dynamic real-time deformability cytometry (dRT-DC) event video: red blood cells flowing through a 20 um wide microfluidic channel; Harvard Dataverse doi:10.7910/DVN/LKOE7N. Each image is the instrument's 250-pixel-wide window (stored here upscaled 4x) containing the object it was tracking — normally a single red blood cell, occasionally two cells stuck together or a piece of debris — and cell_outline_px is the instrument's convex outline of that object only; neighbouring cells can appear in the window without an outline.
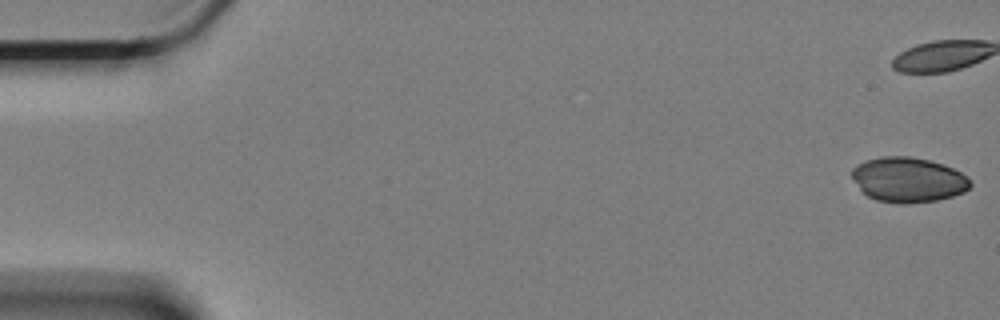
{"species": "Egyptian fruit bat (a non-hibernating species)", "species_latin": "Rousettus aegyptiacus", "temperature_condition": "cold", "stored_images_in_passage": 48, "camera_frame_rate_fps": 3000, "um_per_image_px": 0.085, "animal": {"sex": "female"}, "frame": {"image": 1, "passage_image": 1, "time_ms": 0.0, "image_size_px": [1000, 320], "cell_outline_px": [[972, 184], [964, 192], [952, 196], [936, 200], [908, 204], [900, 204], [876, 200], [868, 196], [860, 188], [852, 176], [852, 168], [868, 160], [880, 156], [912, 156], [928, 160], [952, 168], [968, 176], [972, 180]], "centroid_in_image_um": [77.23, 15.28], "position_along_channel_um": 7.8, "area_um2": 30.87}}